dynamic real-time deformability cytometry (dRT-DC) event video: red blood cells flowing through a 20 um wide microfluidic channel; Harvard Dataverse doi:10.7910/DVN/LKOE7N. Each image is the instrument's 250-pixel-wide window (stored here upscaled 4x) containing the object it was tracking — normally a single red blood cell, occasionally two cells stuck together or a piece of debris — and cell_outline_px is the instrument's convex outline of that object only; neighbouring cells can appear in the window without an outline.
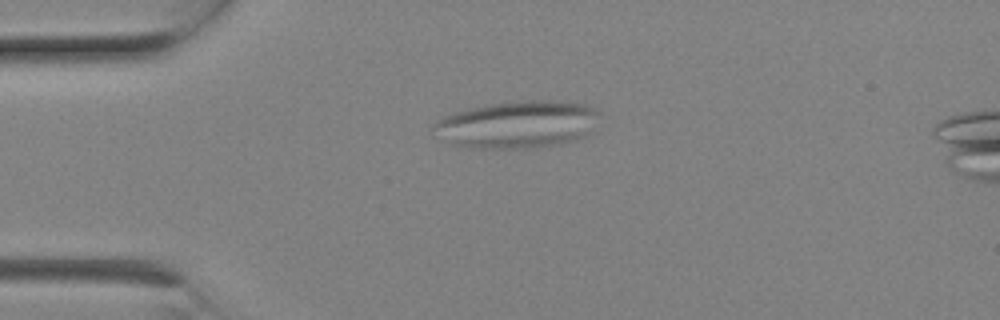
{"species": "Egyptian fruit bat (a non-hibernating species)", "species_latin": "Rousettus aegyptiacus", "temperature_condition": "room temperature", "stored_images_in_passage": 3, "camera_frame_rate_fps": 3000, "um_per_image_px": 0.085, "animal": {"sex": "female"}, "frame": {"image": 1, "passage_image": 1, "time_ms": 0.0, "image_size_px": [1000, 320], "cell_outline_px": [[596, 112], [588, 132], [584, 136], [576, 140], [556, 144], [528, 148], [476, 148], [452, 144], [428, 128], [432, 124], [444, 116], [456, 112], [472, 108], [492, 104], [532, 100], [560, 100], [584, 104], [596, 108]], "centroid_in_image_um": [43.92, 10.58], "position_along_channel_um": 41.1, "area_um2": 44.91}}